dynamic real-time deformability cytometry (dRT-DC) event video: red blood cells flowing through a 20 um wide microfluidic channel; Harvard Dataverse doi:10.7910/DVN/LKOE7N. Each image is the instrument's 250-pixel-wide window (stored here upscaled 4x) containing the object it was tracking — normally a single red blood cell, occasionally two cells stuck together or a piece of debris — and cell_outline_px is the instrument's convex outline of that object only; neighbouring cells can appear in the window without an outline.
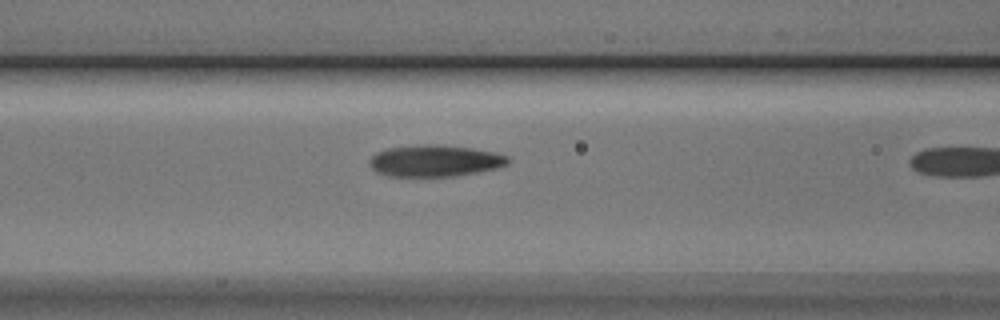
{"species": "Egyptian fruit bat (a non-hibernating species)", "species_latin": "Rousettus aegyptiacus", "temperature_condition": "cold", "stored_images_in_passage": 10, "camera_frame_rate_fps": 3000, "um_per_image_px": 0.085, "animal": {"sex": "male"}, "frame": {"image": 1, "passage_image": 9, "time_ms": 2.667, "image_size_px": [1000, 320], "cell_outline_px": [[512, 160], [508, 164], [496, 168], [456, 176], [388, 176], [376, 172], [368, 164], [368, 160], [376, 152], [388, 148], [416, 144], [436, 144], [472, 148], [492, 152], [508, 156]], "centroid_in_image_um": [36.93, 13.66], "position_along_channel_um": 129.7, "area_um2": 25.66}}